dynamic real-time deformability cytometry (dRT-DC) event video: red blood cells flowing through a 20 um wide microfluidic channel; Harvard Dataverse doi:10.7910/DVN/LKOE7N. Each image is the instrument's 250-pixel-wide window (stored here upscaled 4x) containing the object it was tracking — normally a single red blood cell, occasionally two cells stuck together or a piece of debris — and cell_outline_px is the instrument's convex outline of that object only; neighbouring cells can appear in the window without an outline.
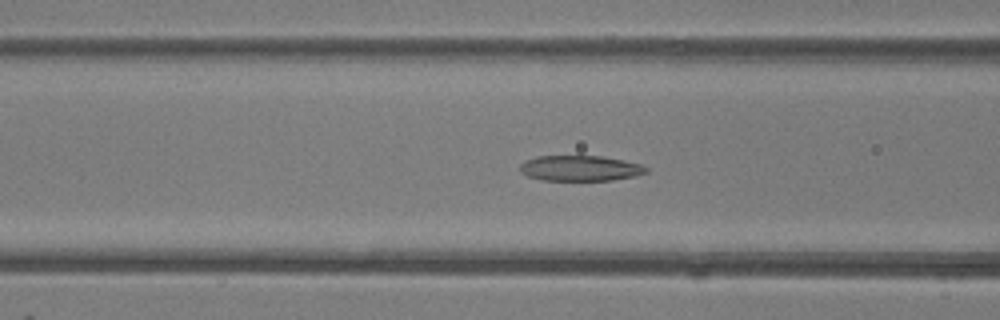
{"species": "common noctule bat (a hibernating species)", "species_latin": "Nyctalus noctula", "temperature_condition": "room temperature", "stored_images_in_passage": 48, "camera_frame_rate_fps": 3000, "um_per_image_px": 0.085, "animal": {"sex": "female"}, "frame": {"image": 1, "passage_image": 19, "time_ms": 6.0, "image_size_px": [1000, 320], "cell_outline_px": [[648, 172], [636, 176], [612, 180], [540, 180], [528, 176], [520, 172], [520, 164], [524, 160], [536, 156], [604, 156], [624, 160], [640, 164], [648, 168]], "centroid_in_image_um": [49.31, 14.3], "position_along_channel_um": 117.3, "area_um2": 18.9}}
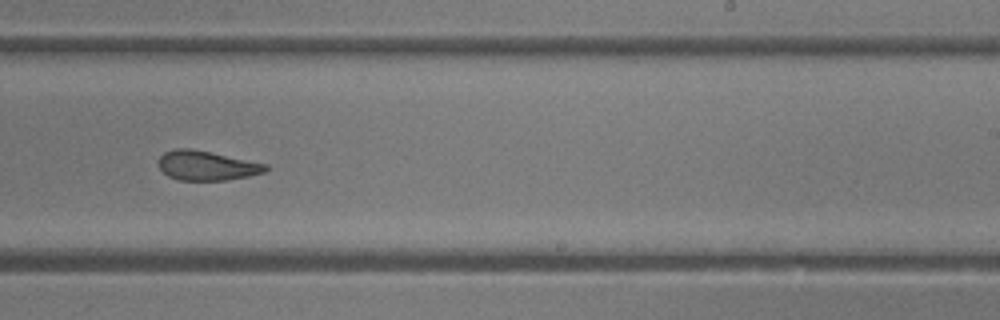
{"frame": {"image": 2, "passage_image": 30, "time_ms": 9.667, "image_size_px": [1000, 320], "cell_outline_px": [[268, 168], [264, 172], [248, 176], [224, 180], [176, 180], [168, 176], [156, 164], [156, 160], [164, 152], [176, 148], [192, 148], [268, 164]], "centroid_in_image_um": [17.52, 14.06], "position_along_channel_um": 271.5, "area_um2": 18.55}}
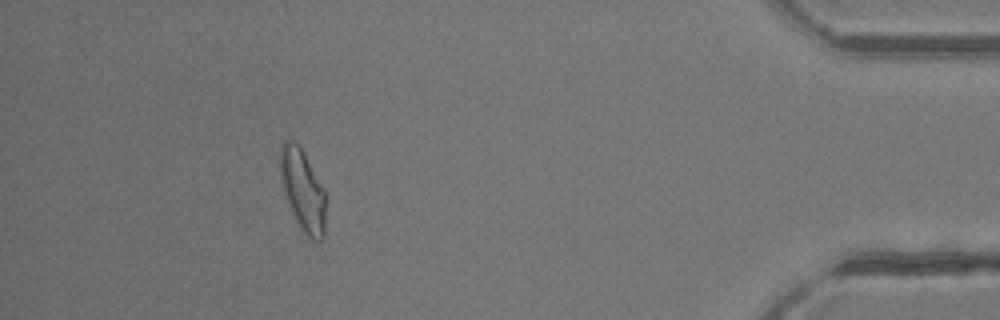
{"frame": {"image": 3, "passage_image": 44, "time_ms": 14.333, "image_size_px": [1000, 320], "cell_outline_px": [[324, 236], [320, 240], [312, 240], [304, 232], [296, 220], [288, 204], [280, 180], [280, 148], [284, 140], [292, 140], [300, 144], [324, 188]], "centroid_in_image_um": [25.71, 16.1], "position_along_channel_um": 409.5, "area_um2": 21.56}, "authors_computed_cell_mechanics": {"area_um2": 20.7791, "velocity_mm_per_s": 4.2061, "shape_relaxation_time_tau1_ms": null, "shape_relaxation_time_tau2_ms": 2.5634, "deformation_change_tau1": null, "deformation_change_tau2": 0.1169}}